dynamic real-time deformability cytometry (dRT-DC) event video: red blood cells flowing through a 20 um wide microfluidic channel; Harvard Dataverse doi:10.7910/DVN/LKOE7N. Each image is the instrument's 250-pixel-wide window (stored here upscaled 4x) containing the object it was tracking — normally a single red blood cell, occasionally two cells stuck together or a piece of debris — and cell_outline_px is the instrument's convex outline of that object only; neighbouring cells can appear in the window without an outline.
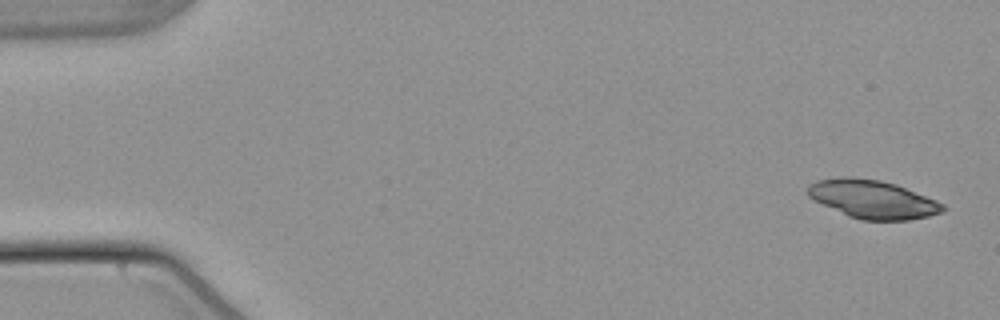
{"species": "common noctule bat (a hibernating species)", "species_latin": "Nyctalus noctula", "temperature_condition": "warm", "stored_images_in_passage": 52, "camera_frame_rate_fps": 3000, "um_per_image_px": 0.085, "animal": {"sex": "male", "body_mass_g": 21.5, "forearm_length_mm": 52.0}, "frame": {"image": 1, "passage_image": 1, "time_ms": 0.0, "image_size_px": [1000, 320], "cell_outline_px": [[944, 208], [940, 212], [928, 216], [908, 220], [860, 220], [848, 216], [808, 196], [808, 184], [816, 180], [840, 176], [880, 180], [896, 184], [936, 200], [944, 204]], "centroid_in_image_um": [74.16, 16.93], "position_along_channel_um": 10.8, "area_um2": 29.82}}
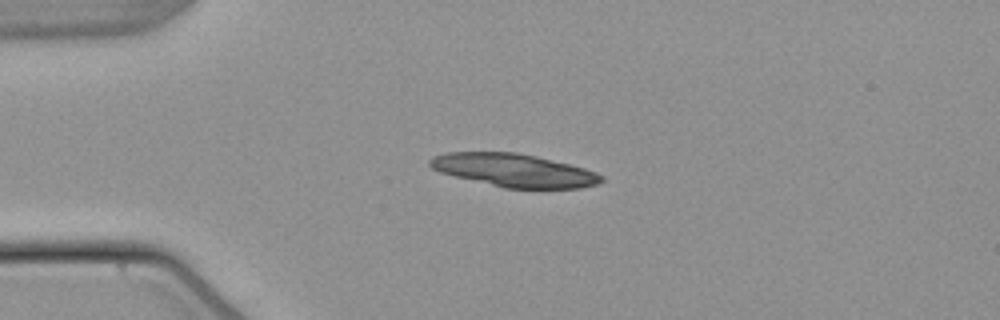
{"frame": {"image": 2, "passage_image": 12, "time_ms": 3.667, "image_size_px": [1000, 320], "cell_outline_px": [[604, 180], [596, 184], [580, 188], [504, 188], [440, 172], [432, 168], [428, 164], [428, 160], [432, 156], [444, 152], [516, 152], [536, 156], [584, 168], [596, 172], [604, 176]], "centroid_in_image_um": [43.67, 14.47], "position_along_channel_um": 41.3, "area_um2": 32.89}}